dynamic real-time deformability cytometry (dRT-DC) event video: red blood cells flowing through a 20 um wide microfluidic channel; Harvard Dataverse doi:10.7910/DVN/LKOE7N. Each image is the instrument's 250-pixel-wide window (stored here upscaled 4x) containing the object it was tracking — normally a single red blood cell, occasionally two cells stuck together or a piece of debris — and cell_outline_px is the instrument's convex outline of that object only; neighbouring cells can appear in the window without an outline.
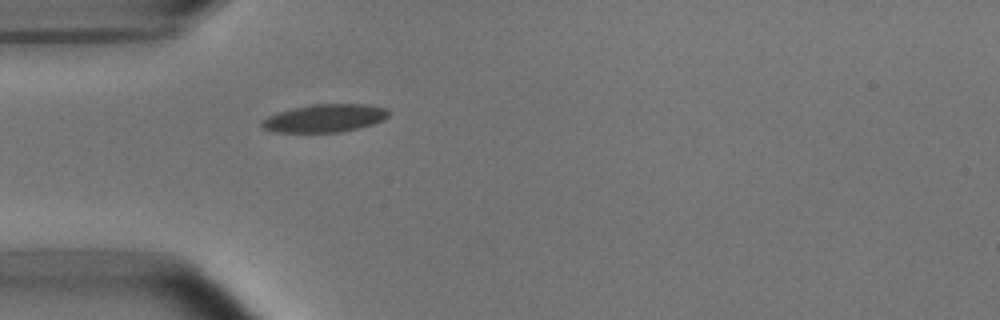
{"species": "common noctule bat (a hibernating species)", "species_latin": "Nyctalus noctula", "temperature_condition": "room temperature", "stored_images_in_passage": 36, "camera_frame_rate_fps": 3000, "um_per_image_px": 0.085, "animal": {"sex": "male", "body_mass_g": 15.6}, "frame": {"image": 1, "passage_image": 1, "time_ms": 0.0, "image_size_px": [1000, 320], "cell_outline_px": [[388, 116], [384, 120], [372, 124], [340, 132], [276, 132], [264, 128], [260, 124], [260, 120], [268, 116], [292, 108], [312, 104], [368, 104], [388, 108]], "centroid_in_image_um": [27.61, 10.04], "position_along_channel_um": 57.4, "area_um2": 20.58}}
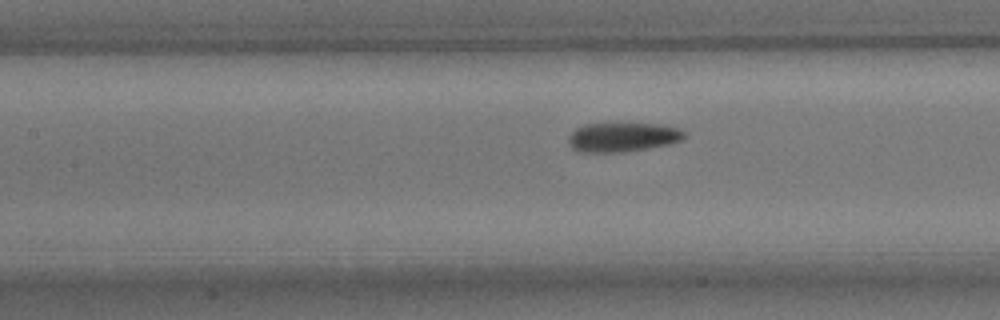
{"frame": {"image": 2, "passage_image": 9, "time_ms": 2.667, "image_size_px": [1000, 320], "cell_outline_px": [[684, 136], [680, 140], [668, 144], [648, 148], [624, 152], [576, 152], [568, 144], [568, 136], [576, 128], [584, 124], [616, 120], [660, 124], [680, 128], [684, 132]], "centroid_in_image_um": [52.86, 11.6], "position_along_channel_um": 154.5, "area_um2": 20.81}}
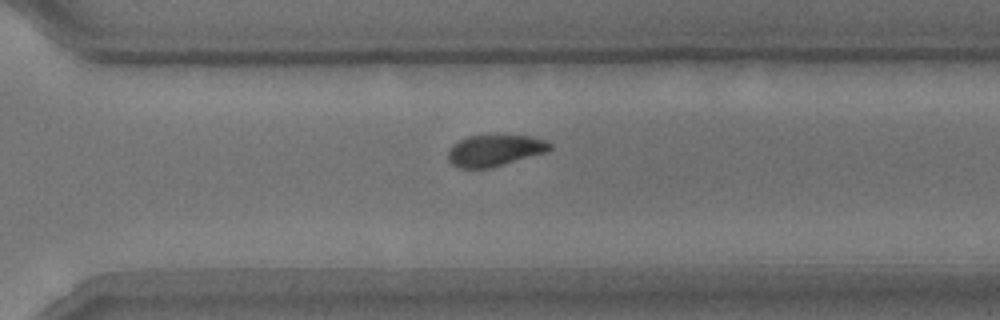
{"frame": {"image": 3, "passage_image": 23, "time_ms": 7.333, "image_size_px": [1000, 320], "cell_outline_px": [[552, 148], [548, 152], [492, 168], [460, 168], [452, 164], [448, 160], [448, 152], [452, 144], [468, 136], [532, 136], [544, 140], [552, 144]], "centroid_in_image_um": [42.07, 12.8], "position_along_channel_um": 328.5, "area_um2": 18.67}, "authors_computed_cell_mechanics": {"area_um2": 19.8254, "velocity_mm_per_s": 3.7398, "shape_relaxation_time_tau1_ms": 2.5578, "shape_relaxation_time_tau2_ms": 1.2792, "deformation_change_tau1": 0.1204, "deformation_change_tau2": 0.0593}}